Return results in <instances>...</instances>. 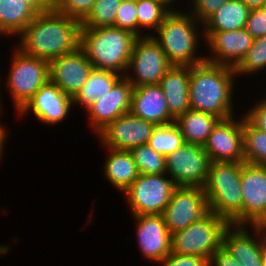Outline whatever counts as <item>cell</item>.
<instances>
[{"instance_id": "cell-1", "label": "cell", "mask_w": 266, "mask_h": 266, "mask_svg": "<svg viewBox=\"0 0 266 266\" xmlns=\"http://www.w3.org/2000/svg\"><path fill=\"white\" fill-rule=\"evenodd\" d=\"M81 22L53 11L38 13L15 38L26 55L47 61L70 54L80 47Z\"/></svg>"}, {"instance_id": "cell-2", "label": "cell", "mask_w": 266, "mask_h": 266, "mask_svg": "<svg viewBox=\"0 0 266 266\" xmlns=\"http://www.w3.org/2000/svg\"><path fill=\"white\" fill-rule=\"evenodd\" d=\"M236 74L234 67L204 61L190 66L189 101L193 110L208 113L220 120L235 116Z\"/></svg>"}, {"instance_id": "cell-3", "label": "cell", "mask_w": 266, "mask_h": 266, "mask_svg": "<svg viewBox=\"0 0 266 266\" xmlns=\"http://www.w3.org/2000/svg\"><path fill=\"white\" fill-rule=\"evenodd\" d=\"M182 11L181 7L179 11H171L157 28L155 32L157 35L152 34L151 36L159 44L172 65L200 64L206 61L205 54H198V49L201 47L200 40H205L201 28L203 24L189 12ZM200 31L202 32L200 33Z\"/></svg>"}, {"instance_id": "cell-4", "label": "cell", "mask_w": 266, "mask_h": 266, "mask_svg": "<svg viewBox=\"0 0 266 266\" xmlns=\"http://www.w3.org/2000/svg\"><path fill=\"white\" fill-rule=\"evenodd\" d=\"M137 38L133 32L115 26L81 27L80 48L93 68L124 76Z\"/></svg>"}, {"instance_id": "cell-5", "label": "cell", "mask_w": 266, "mask_h": 266, "mask_svg": "<svg viewBox=\"0 0 266 266\" xmlns=\"http://www.w3.org/2000/svg\"><path fill=\"white\" fill-rule=\"evenodd\" d=\"M243 162H211L204 186L209 211L230 224L242 225Z\"/></svg>"}, {"instance_id": "cell-6", "label": "cell", "mask_w": 266, "mask_h": 266, "mask_svg": "<svg viewBox=\"0 0 266 266\" xmlns=\"http://www.w3.org/2000/svg\"><path fill=\"white\" fill-rule=\"evenodd\" d=\"M229 226L226 219L209 211L187 228L172 234L171 252L210 260L223 246L224 232Z\"/></svg>"}, {"instance_id": "cell-7", "label": "cell", "mask_w": 266, "mask_h": 266, "mask_svg": "<svg viewBox=\"0 0 266 266\" xmlns=\"http://www.w3.org/2000/svg\"><path fill=\"white\" fill-rule=\"evenodd\" d=\"M13 48L5 82L17 113L49 80V61L26 55L15 46Z\"/></svg>"}, {"instance_id": "cell-8", "label": "cell", "mask_w": 266, "mask_h": 266, "mask_svg": "<svg viewBox=\"0 0 266 266\" xmlns=\"http://www.w3.org/2000/svg\"><path fill=\"white\" fill-rule=\"evenodd\" d=\"M177 186L166 174H139L122 193L131 216L161 215Z\"/></svg>"}, {"instance_id": "cell-9", "label": "cell", "mask_w": 266, "mask_h": 266, "mask_svg": "<svg viewBox=\"0 0 266 266\" xmlns=\"http://www.w3.org/2000/svg\"><path fill=\"white\" fill-rule=\"evenodd\" d=\"M171 67L172 64L152 36L138 37L124 77L133 87L159 84Z\"/></svg>"}, {"instance_id": "cell-10", "label": "cell", "mask_w": 266, "mask_h": 266, "mask_svg": "<svg viewBox=\"0 0 266 266\" xmlns=\"http://www.w3.org/2000/svg\"><path fill=\"white\" fill-rule=\"evenodd\" d=\"M211 160L203 146L182 144L175 152L166 156V174L176 186L204 188Z\"/></svg>"}, {"instance_id": "cell-11", "label": "cell", "mask_w": 266, "mask_h": 266, "mask_svg": "<svg viewBox=\"0 0 266 266\" xmlns=\"http://www.w3.org/2000/svg\"><path fill=\"white\" fill-rule=\"evenodd\" d=\"M208 212L204 188L177 186L161 215L172 235L198 221Z\"/></svg>"}, {"instance_id": "cell-12", "label": "cell", "mask_w": 266, "mask_h": 266, "mask_svg": "<svg viewBox=\"0 0 266 266\" xmlns=\"http://www.w3.org/2000/svg\"><path fill=\"white\" fill-rule=\"evenodd\" d=\"M155 127L154 123L127 112L112 121L97 137L101 148L131 150L148 144Z\"/></svg>"}, {"instance_id": "cell-13", "label": "cell", "mask_w": 266, "mask_h": 266, "mask_svg": "<svg viewBox=\"0 0 266 266\" xmlns=\"http://www.w3.org/2000/svg\"><path fill=\"white\" fill-rule=\"evenodd\" d=\"M219 120L203 148L211 162H245L242 116Z\"/></svg>"}, {"instance_id": "cell-14", "label": "cell", "mask_w": 266, "mask_h": 266, "mask_svg": "<svg viewBox=\"0 0 266 266\" xmlns=\"http://www.w3.org/2000/svg\"><path fill=\"white\" fill-rule=\"evenodd\" d=\"M133 89V85L123 76L111 91L99 96L85 109L94 135H98L124 113L130 112Z\"/></svg>"}, {"instance_id": "cell-15", "label": "cell", "mask_w": 266, "mask_h": 266, "mask_svg": "<svg viewBox=\"0 0 266 266\" xmlns=\"http://www.w3.org/2000/svg\"><path fill=\"white\" fill-rule=\"evenodd\" d=\"M73 106V98L48 80L16 115L21 118L32 113L40 123L52 126L62 123Z\"/></svg>"}, {"instance_id": "cell-16", "label": "cell", "mask_w": 266, "mask_h": 266, "mask_svg": "<svg viewBox=\"0 0 266 266\" xmlns=\"http://www.w3.org/2000/svg\"><path fill=\"white\" fill-rule=\"evenodd\" d=\"M132 219L136 223L137 246L143 259L158 265L171 253L172 245V235L162 215H136Z\"/></svg>"}, {"instance_id": "cell-17", "label": "cell", "mask_w": 266, "mask_h": 266, "mask_svg": "<svg viewBox=\"0 0 266 266\" xmlns=\"http://www.w3.org/2000/svg\"><path fill=\"white\" fill-rule=\"evenodd\" d=\"M223 247L242 266H262L266 237L256 225L230 224L224 232Z\"/></svg>"}, {"instance_id": "cell-18", "label": "cell", "mask_w": 266, "mask_h": 266, "mask_svg": "<svg viewBox=\"0 0 266 266\" xmlns=\"http://www.w3.org/2000/svg\"><path fill=\"white\" fill-rule=\"evenodd\" d=\"M242 225H256L266 214V165L243 162Z\"/></svg>"}, {"instance_id": "cell-19", "label": "cell", "mask_w": 266, "mask_h": 266, "mask_svg": "<svg viewBox=\"0 0 266 266\" xmlns=\"http://www.w3.org/2000/svg\"><path fill=\"white\" fill-rule=\"evenodd\" d=\"M92 69L91 62L79 47L70 54L49 61V80L66 95L74 98L87 82Z\"/></svg>"}, {"instance_id": "cell-20", "label": "cell", "mask_w": 266, "mask_h": 266, "mask_svg": "<svg viewBox=\"0 0 266 266\" xmlns=\"http://www.w3.org/2000/svg\"><path fill=\"white\" fill-rule=\"evenodd\" d=\"M210 63L235 67L252 46L254 38L245 28L229 31H203Z\"/></svg>"}, {"instance_id": "cell-21", "label": "cell", "mask_w": 266, "mask_h": 266, "mask_svg": "<svg viewBox=\"0 0 266 266\" xmlns=\"http://www.w3.org/2000/svg\"><path fill=\"white\" fill-rule=\"evenodd\" d=\"M130 112L156 126L174 123L175 120L159 84L134 87Z\"/></svg>"}, {"instance_id": "cell-22", "label": "cell", "mask_w": 266, "mask_h": 266, "mask_svg": "<svg viewBox=\"0 0 266 266\" xmlns=\"http://www.w3.org/2000/svg\"><path fill=\"white\" fill-rule=\"evenodd\" d=\"M189 78L190 66L172 65L159 83L169 112L174 118L191 109L188 95Z\"/></svg>"}, {"instance_id": "cell-23", "label": "cell", "mask_w": 266, "mask_h": 266, "mask_svg": "<svg viewBox=\"0 0 266 266\" xmlns=\"http://www.w3.org/2000/svg\"><path fill=\"white\" fill-rule=\"evenodd\" d=\"M105 148L107 156L102 174L121 194L137 179L139 173L130 150Z\"/></svg>"}, {"instance_id": "cell-24", "label": "cell", "mask_w": 266, "mask_h": 266, "mask_svg": "<svg viewBox=\"0 0 266 266\" xmlns=\"http://www.w3.org/2000/svg\"><path fill=\"white\" fill-rule=\"evenodd\" d=\"M219 120L214 115L190 109L175 118L174 124L183 135L185 143L204 146Z\"/></svg>"}, {"instance_id": "cell-25", "label": "cell", "mask_w": 266, "mask_h": 266, "mask_svg": "<svg viewBox=\"0 0 266 266\" xmlns=\"http://www.w3.org/2000/svg\"><path fill=\"white\" fill-rule=\"evenodd\" d=\"M37 14L23 0H0V36L17 37Z\"/></svg>"}, {"instance_id": "cell-26", "label": "cell", "mask_w": 266, "mask_h": 266, "mask_svg": "<svg viewBox=\"0 0 266 266\" xmlns=\"http://www.w3.org/2000/svg\"><path fill=\"white\" fill-rule=\"evenodd\" d=\"M250 10L241 0H228L203 23V31H229L245 28Z\"/></svg>"}, {"instance_id": "cell-27", "label": "cell", "mask_w": 266, "mask_h": 266, "mask_svg": "<svg viewBox=\"0 0 266 266\" xmlns=\"http://www.w3.org/2000/svg\"><path fill=\"white\" fill-rule=\"evenodd\" d=\"M123 76L112 71L93 68L87 82L73 98V105L86 109L94 103L99 96L112 90L113 86Z\"/></svg>"}, {"instance_id": "cell-28", "label": "cell", "mask_w": 266, "mask_h": 266, "mask_svg": "<svg viewBox=\"0 0 266 266\" xmlns=\"http://www.w3.org/2000/svg\"><path fill=\"white\" fill-rule=\"evenodd\" d=\"M241 115L245 162L266 165V131L255 128Z\"/></svg>"}, {"instance_id": "cell-29", "label": "cell", "mask_w": 266, "mask_h": 266, "mask_svg": "<svg viewBox=\"0 0 266 266\" xmlns=\"http://www.w3.org/2000/svg\"><path fill=\"white\" fill-rule=\"evenodd\" d=\"M170 12L171 10L160 1H139L137 3L138 37L151 36L154 34V31L157 30ZM142 29L149 31L150 33L148 32L146 34Z\"/></svg>"}, {"instance_id": "cell-30", "label": "cell", "mask_w": 266, "mask_h": 266, "mask_svg": "<svg viewBox=\"0 0 266 266\" xmlns=\"http://www.w3.org/2000/svg\"><path fill=\"white\" fill-rule=\"evenodd\" d=\"M148 144L153 150L166 157L184 144V139L177 126L170 123L156 126Z\"/></svg>"}, {"instance_id": "cell-31", "label": "cell", "mask_w": 266, "mask_h": 266, "mask_svg": "<svg viewBox=\"0 0 266 266\" xmlns=\"http://www.w3.org/2000/svg\"><path fill=\"white\" fill-rule=\"evenodd\" d=\"M266 69V35L254 39L246 55L234 67L237 78L243 75L257 74Z\"/></svg>"}, {"instance_id": "cell-32", "label": "cell", "mask_w": 266, "mask_h": 266, "mask_svg": "<svg viewBox=\"0 0 266 266\" xmlns=\"http://www.w3.org/2000/svg\"><path fill=\"white\" fill-rule=\"evenodd\" d=\"M130 152L139 174L166 173V157L153 150L149 144L136 146Z\"/></svg>"}, {"instance_id": "cell-33", "label": "cell", "mask_w": 266, "mask_h": 266, "mask_svg": "<svg viewBox=\"0 0 266 266\" xmlns=\"http://www.w3.org/2000/svg\"><path fill=\"white\" fill-rule=\"evenodd\" d=\"M122 0H96L81 27L99 28L114 26L117 9Z\"/></svg>"}, {"instance_id": "cell-34", "label": "cell", "mask_w": 266, "mask_h": 266, "mask_svg": "<svg viewBox=\"0 0 266 266\" xmlns=\"http://www.w3.org/2000/svg\"><path fill=\"white\" fill-rule=\"evenodd\" d=\"M96 0H55V10L82 22L91 12Z\"/></svg>"}, {"instance_id": "cell-35", "label": "cell", "mask_w": 266, "mask_h": 266, "mask_svg": "<svg viewBox=\"0 0 266 266\" xmlns=\"http://www.w3.org/2000/svg\"><path fill=\"white\" fill-rule=\"evenodd\" d=\"M114 26L138 36L137 3L122 0L115 17Z\"/></svg>"}, {"instance_id": "cell-36", "label": "cell", "mask_w": 266, "mask_h": 266, "mask_svg": "<svg viewBox=\"0 0 266 266\" xmlns=\"http://www.w3.org/2000/svg\"><path fill=\"white\" fill-rule=\"evenodd\" d=\"M186 8L193 17H195L201 24H203L218 8L228 0H189Z\"/></svg>"}, {"instance_id": "cell-37", "label": "cell", "mask_w": 266, "mask_h": 266, "mask_svg": "<svg viewBox=\"0 0 266 266\" xmlns=\"http://www.w3.org/2000/svg\"><path fill=\"white\" fill-rule=\"evenodd\" d=\"M245 29L254 39L266 35V6L250 10Z\"/></svg>"}, {"instance_id": "cell-38", "label": "cell", "mask_w": 266, "mask_h": 266, "mask_svg": "<svg viewBox=\"0 0 266 266\" xmlns=\"http://www.w3.org/2000/svg\"><path fill=\"white\" fill-rule=\"evenodd\" d=\"M266 96L253 103L249 110L242 112L243 116L257 129L266 131Z\"/></svg>"}, {"instance_id": "cell-39", "label": "cell", "mask_w": 266, "mask_h": 266, "mask_svg": "<svg viewBox=\"0 0 266 266\" xmlns=\"http://www.w3.org/2000/svg\"><path fill=\"white\" fill-rule=\"evenodd\" d=\"M159 266H209V259L200 256H187L171 252Z\"/></svg>"}, {"instance_id": "cell-40", "label": "cell", "mask_w": 266, "mask_h": 266, "mask_svg": "<svg viewBox=\"0 0 266 266\" xmlns=\"http://www.w3.org/2000/svg\"><path fill=\"white\" fill-rule=\"evenodd\" d=\"M209 266H242L223 246L209 260Z\"/></svg>"}, {"instance_id": "cell-41", "label": "cell", "mask_w": 266, "mask_h": 266, "mask_svg": "<svg viewBox=\"0 0 266 266\" xmlns=\"http://www.w3.org/2000/svg\"><path fill=\"white\" fill-rule=\"evenodd\" d=\"M37 13H45L55 9V0H23Z\"/></svg>"}, {"instance_id": "cell-42", "label": "cell", "mask_w": 266, "mask_h": 266, "mask_svg": "<svg viewBox=\"0 0 266 266\" xmlns=\"http://www.w3.org/2000/svg\"><path fill=\"white\" fill-rule=\"evenodd\" d=\"M1 115V114H0ZM3 123H0V162L1 160L3 159V153L5 151L4 148H5V145L7 143V138L9 137V133L8 130H7V127L5 125H2Z\"/></svg>"}, {"instance_id": "cell-43", "label": "cell", "mask_w": 266, "mask_h": 266, "mask_svg": "<svg viewBox=\"0 0 266 266\" xmlns=\"http://www.w3.org/2000/svg\"><path fill=\"white\" fill-rule=\"evenodd\" d=\"M241 1H243L250 9H256L266 6V0H241Z\"/></svg>"}, {"instance_id": "cell-44", "label": "cell", "mask_w": 266, "mask_h": 266, "mask_svg": "<svg viewBox=\"0 0 266 266\" xmlns=\"http://www.w3.org/2000/svg\"><path fill=\"white\" fill-rule=\"evenodd\" d=\"M157 1H160L162 2L166 7H168L171 11H179V6L177 5V7H174L176 2L178 0H157ZM181 1V0H179ZM173 3V4H172ZM175 8H178V9H175Z\"/></svg>"}, {"instance_id": "cell-45", "label": "cell", "mask_w": 266, "mask_h": 266, "mask_svg": "<svg viewBox=\"0 0 266 266\" xmlns=\"http://www.w3.org/2000/svg\"><path fill=\"white\" fill-rule=\"evenodd\" d=\"M258 228L266 232V214L265 216L256 224Z\"/></svg>"}, {"instance_id": "cell-46", "label": "cell", "mask_w": 266, "mask_h": 266, "mask_svg": "<svg viewBox=\"0 0 266 266\" xmlns=\"http://www.w3.org/2000/svg\"><path fill=\"white\" fill-rule=\"evenodd\" d=\"M0 77H1V74H0ZM1 82H2V81H1V78H0V88H2V87H1ZM2 90H3V89H1L0 91H2ZM1 93H2V92H0V94H1ZM1 96H2V95H0V114H1L2 111H4L3 108H2V106H4V105L1 104V103H2V98H1Z\"/></svg>"}, {"instance_id": "cell-47", "label": "cell", "mask_w": 266, "mask_h": 266, "mask_svg": "<svg viewBox=\"0 0 266 266\" xmlns=\"http://www.w3.org/2000/svg\"><path fill=\"white\" fill-rule=\"evenodd\" d=\"M262 266H266V248L264 249V252H263Z\"/></svg>"}, {"instance_id": "cell-48", "label": "cell", "mask_w": 266, "mask_h": 266, "mask_svg": "<svg viewBox=\"0 0 266 266\" xmlns=\"http://www.w3.org/2000/svg\"><path fill=\"white\" fill-rule=\"evenodd\" d=\"M125 1H133V2L138 3V2L141 1V0H125Z\"/></svg>"}]
</instances>
